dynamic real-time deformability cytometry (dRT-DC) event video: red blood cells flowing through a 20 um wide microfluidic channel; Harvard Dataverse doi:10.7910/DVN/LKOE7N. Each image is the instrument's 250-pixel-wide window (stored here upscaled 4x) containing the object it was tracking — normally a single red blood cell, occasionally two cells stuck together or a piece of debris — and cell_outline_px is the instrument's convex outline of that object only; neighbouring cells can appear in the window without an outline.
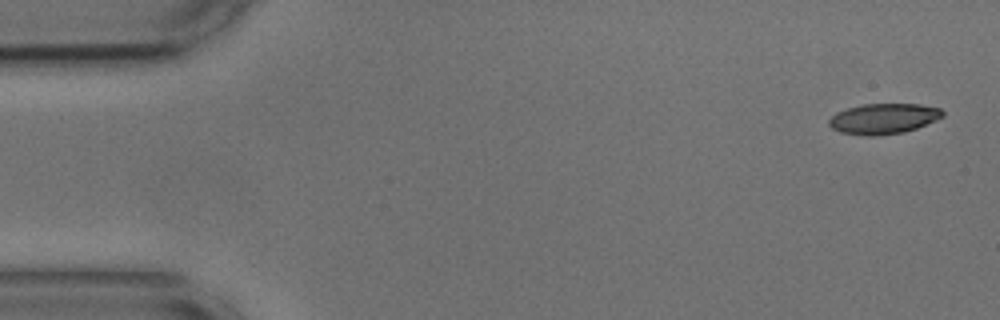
{"species": "common noctule bat (a hibernating species)", "species_latin": "Nyctalus noctula", "temperature_condition": "cold", "stored_images_in_passage": 53, "camera_frame_rate_fps": 3000, "um_per_image_px": 0.085, "animal": {"sex": "male", "body_mass_g": 17.9, "forearm_length_mm": 54.2}, "frame": {"image": 1, "passage_image": 1, "time_ms": 0.0, "image_size_px": [1000, 320], "cell_outline_px": [[944, 116], [936, 120], [916, 128], [904, 132], [876, 136], [868, 136], [840, 132], [832, 128], [828, 124], [828, 120], [836, 112], [848, 108], [864, 104], [920, 104], [940, 108], [944, 112]], "centroid_in_image_um": [75.1, 10.09], "position_along_channel_um": 9.9, "area_um2": 20.17}}
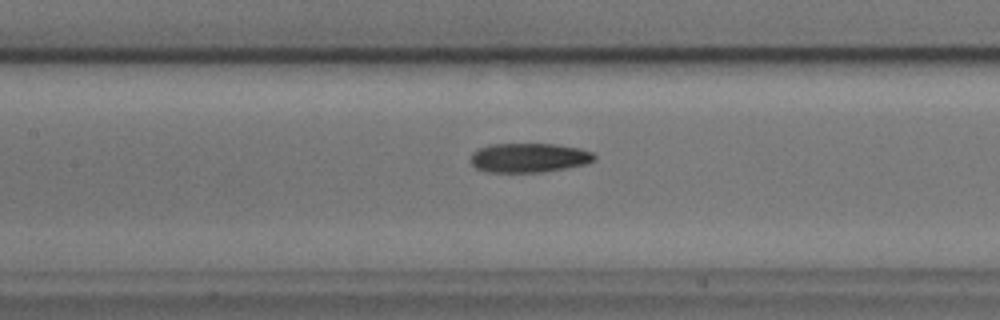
{"frame": {"image": 2, "passage_image": 23, "time_ms": 7.333, "image_size_px": [1000, 320], "cell_outline_px": [[596, 160], [588, 164], [544, 172], [484, 172], [476, 168], [468, 160], [472, 152], [480, 148], [492, 144], [556, 144], [580, 148], [592, 152], [596, 156]], "centroid_in_image_um": [44.97, 13.41], "position_along_channel_um": 162.4, "area_um2": 21.44}}
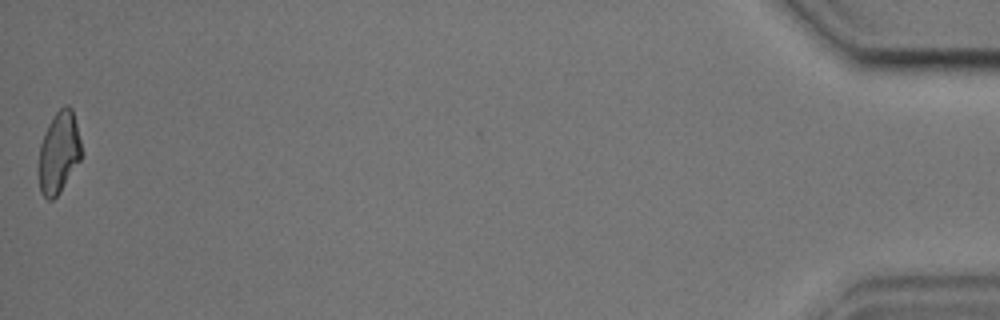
{"frame": {"image": 3, "passage_image": 53, "time_ms": 17.333, "image_size_px": [1000, 320], "cell_outline_px": [[80, 160], [60, 192], [52, 200], [48, 200], [40, 192], [36, 172], [40, 144], [44, 132], [52, 116], [64, 104], [68, 104], [72, 108], [80, 140]], "centroid_in_image_um": [4.94, 12.97], "position_along_channel_um": 430.3, "area_um2": 20.63}, "authors_computed_cell_mechanics": {"area_um2": 21.097, "velocity_mm_per_s": 3.6619, "shape_relaxation_time_tau1_ms": 4.9206, "shape_relaxation_time_tau2_ms": 4.8885, "deformation_change_tau1": 0.1769, "deformation_change_tau2": 0.1322}}